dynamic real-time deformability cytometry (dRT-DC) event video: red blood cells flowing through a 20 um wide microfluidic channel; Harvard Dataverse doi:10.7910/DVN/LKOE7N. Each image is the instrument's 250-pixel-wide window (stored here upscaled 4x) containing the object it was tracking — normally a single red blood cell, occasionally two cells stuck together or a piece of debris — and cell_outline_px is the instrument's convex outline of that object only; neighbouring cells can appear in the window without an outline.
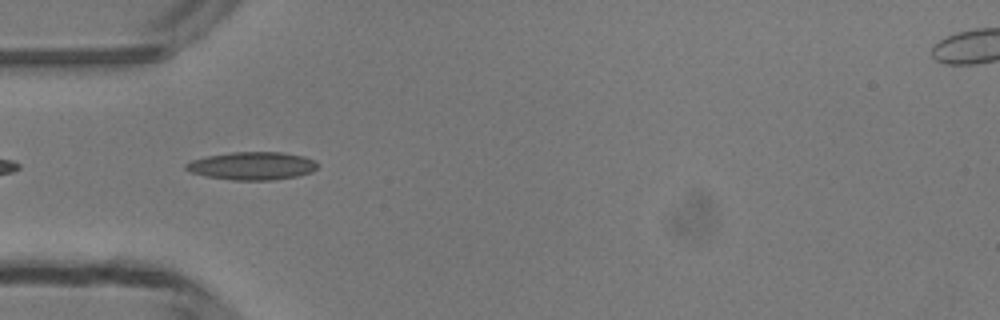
{"species": "common noctule bat (a hibernating species)", "species_latin": "Nyctalus noctula", "temperature_condition": "room temperature", "stored_images_in_passage": 35, "camera_frame_rate_fps": 3000, "um_per_image_px": 0.085, "animal": {"sex": "male", "body_mass_g": 13.3}, "frame": {"image": 1, "passage_image": 2, "time_ms": 0.333, "image_size_px": [1000, 320], "cell_outline_px": [[320, 164], [312, 172], [296, 176], [272, 180], [232, 180], [208, 176], [192, 172], [184, 168], [184, 164], [192, 160], [208, 156], [232, 152], [280, 152], [304, 156]], "centroid_in_image_um": [21.45, 14.09], "position_along_channel_um": 63.6, "area_um2": 21.27}}
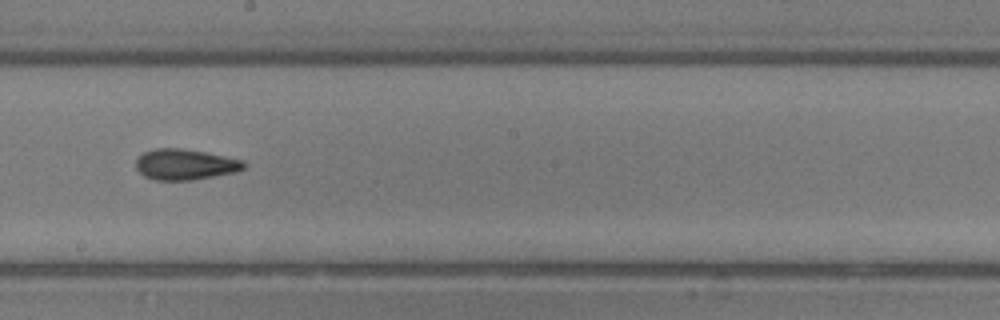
{"frame": {"image": 2, "passage_image": 14, "time_ms": 4.333, "image_size_px": [1000, 320], "cell_outline_px": [[248, 164], [244, 168], [236, 172], [192, 180], [156, 180], [144, 176], [136, 168], [136, 160], [144, 152], [156, 148], [180, 148], [204, 152], [244, 160]], "centroid_in_image_um": [15.76, 13.98], "position_along_channel_um": 232.4, "area_um2": 19.31}}
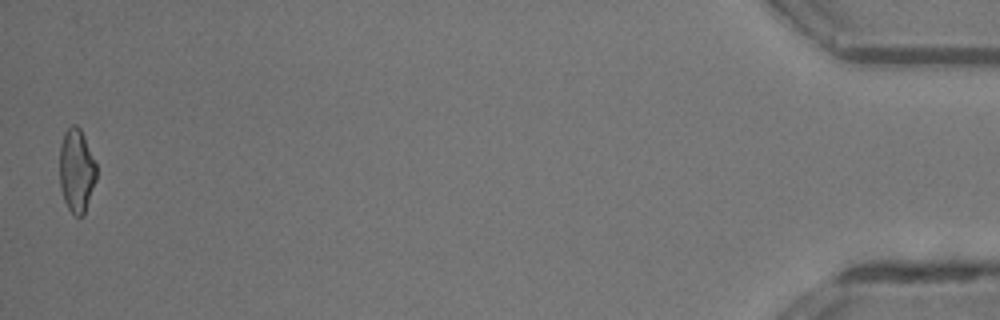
{"frame": {"image": 3, "passage_image": 35, "time_ms": 11.333, "image_size_px": [1000, 320], "cell_outline_px": [[96, 180], [84, 216], [76, 216], [68, 208], [64, 200], [60, 188], [60, 144], [64, 132], [72, 124], [76, 124], [80, 128], [84, 136], [96, 164]], "centroid_in_image_um": [6.5, 14.5], "position_along_channel_um": 428.7, "area_um2": 17.98}, "authors_computed_cell_mechanics": {"area_um2": 19.074, "velocity_mm_per_s": 4.2213, "shape_relaxation_time_tau1_ms": 7.5886, "shape_relaxation_time_tau2_ms": 2.6008, "deformation_change_tau1": 0.1937, "deformation_change_tau2": 0.1176}}